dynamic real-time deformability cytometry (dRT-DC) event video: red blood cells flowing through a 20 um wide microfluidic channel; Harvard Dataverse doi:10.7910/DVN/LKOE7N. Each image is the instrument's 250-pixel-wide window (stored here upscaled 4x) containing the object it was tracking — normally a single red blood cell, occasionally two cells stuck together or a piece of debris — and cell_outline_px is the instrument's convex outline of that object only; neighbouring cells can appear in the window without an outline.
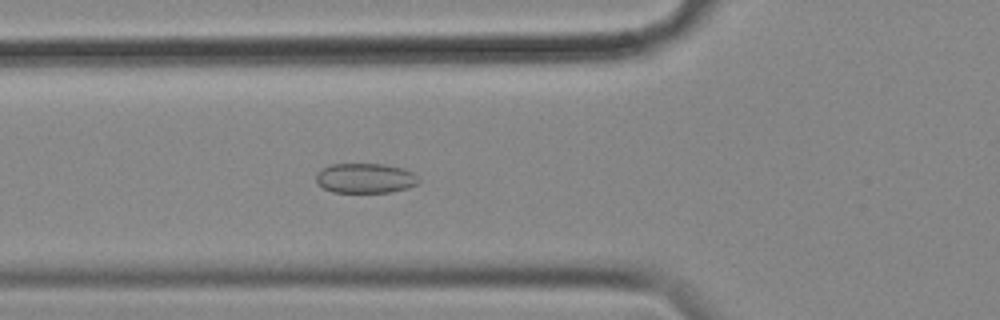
{"species": "common noctule bat (a hibernating species)", "species_latin": "Nyctalus noctula", "temperature_condition": "cold", "stored_images_in_passage": 56, "camera_frame_rate_fps": 3000, "um_per_image_px": 0.085, "animal": {"sex": "female", "body_mass_g": 18.4}, "frame": {"image": 1, "passage_image": 20, "time_ms": 6.333, "image_size_px": [1000, 320], "cell_outline_px": [[420, 180], [416, 184], [408, 188], [388, 192], [332, 192], [316, 184], [316, 176], [324, 168], [332, 164], [384, 164], [404, 168], [412, 172]], "centroid_in_image_um": [31.06, 15.15], "position_along_channel_um": 94.7, "area_um2": 17.74}}
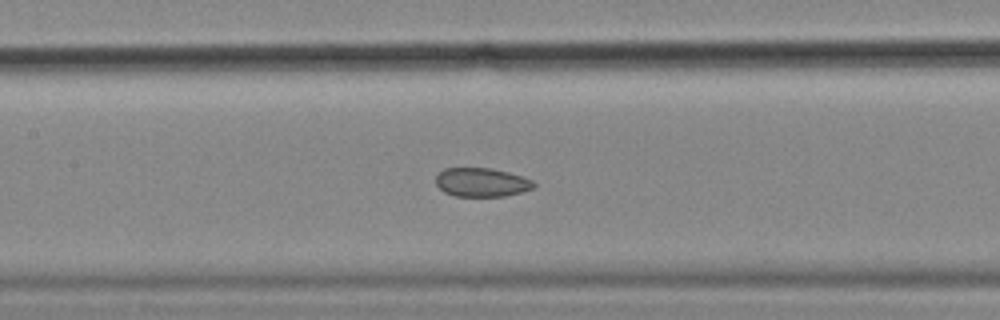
{"frame": {"image": 2, "passage_image": 26, "time_ms": 8.333, "image_size_px": [1000, 320], "cell_outline_px": [[536, 184], [532, 188], [520, 192], [504, 196], [456, 196], [444, 192], [436, 184], [436, 176], [444, 168], [492, 168], [508, 172], [532, 180]], "centroid_in_image_um": [40.91, 15.49], "position_along_channel_um": 166.5, "area_um2": 16.3}}
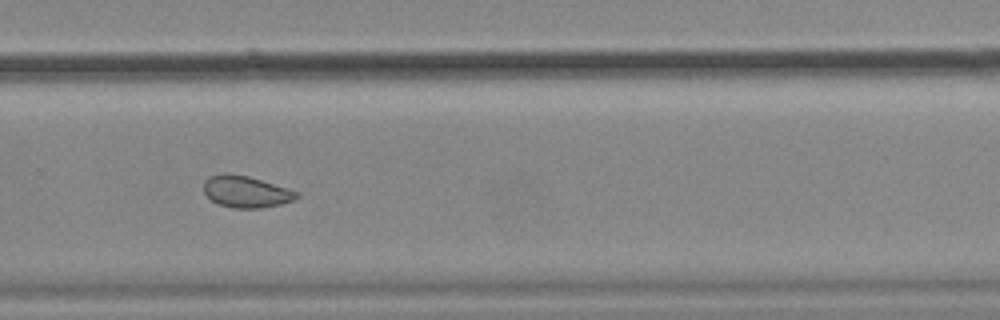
{"frame": {"image": 3, "passage_image": 38, "time_ms": 12.333, "image_size_px": [1000, 320], "cell_outline_px": [[300, 196], [296, 200], [280, 204], [260, 208], [232, 208], [220, 204], [212, 200], [204, 192], [204, 180], [208, 176], [220, 172], [228, 172], [248, 176], [300, 192]], "centroid_in_image_um": [20.91, 16.27], "position_along_channel_um": 308.9, "area_um2": 17.34}, "authors_computed_cell_mechanics": {"area_um2": 18.6405, "velocity_mm_per_s": 3.5715, "shape_relaxation_time_tau1_ms": null, "shape_relaxation_time_tau2_ms": 2.0155, "deformation_change_tau1": null, "deformation_change_tau2": 0.0553}}